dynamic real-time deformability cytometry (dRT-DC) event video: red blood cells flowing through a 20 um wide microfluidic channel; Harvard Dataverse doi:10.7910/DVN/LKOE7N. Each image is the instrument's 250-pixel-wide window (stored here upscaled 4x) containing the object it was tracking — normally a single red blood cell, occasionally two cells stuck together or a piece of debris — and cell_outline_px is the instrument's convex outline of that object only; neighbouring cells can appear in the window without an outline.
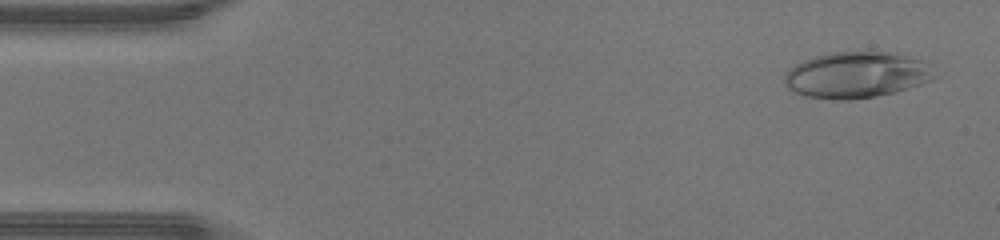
{"species": "human", "species_latin": "Homo sapiens", "temperature_condition": "warm", "stored_images_in_passage": 46, "camera_frame_rate_fps": 3000, "um_per_image_px": 0.085, "donor": {"sex": "male"}, "frame": {"image": 1, "passage_image": 2, "time_ms": 0.333, "image_size_px": [1000, 240], "cell_outline_px": [[928, 80], [920, 84], [908, 88], [876, 96], [852, 100], [840, 100], [804, 96], [788, 88], [784, 84], [784, 76], [796, 64], [804, 60], [816, 56], [832, 52], [896, 52], [920, 60], [928, 76]], "centroid_in_image_um": [72.66, 6.38], "position_along_channel_um": 12.3, "area_um2": 39.13}}
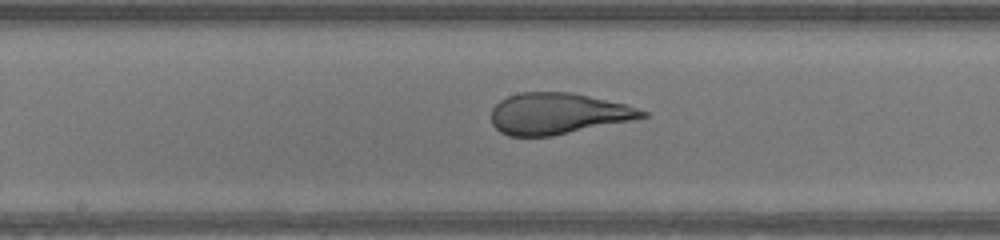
{"frame": {"image": 2, "passage_image": 23, "time_ms": 7.333, "image_size_px": [1000, 240], "cell_outline_px": [[648, 116], [632, 120], [552, 136], [508, 136], [500, 132], [492, 124], [492, 108], [500, 100], [508, 96], [520, 92], [572, 92], [624, 104], [648, 112]], "centroid_in_image_um": [47.39, 9.66], "position_along_channel_um": 200.8, "area_um2": 36.07}}
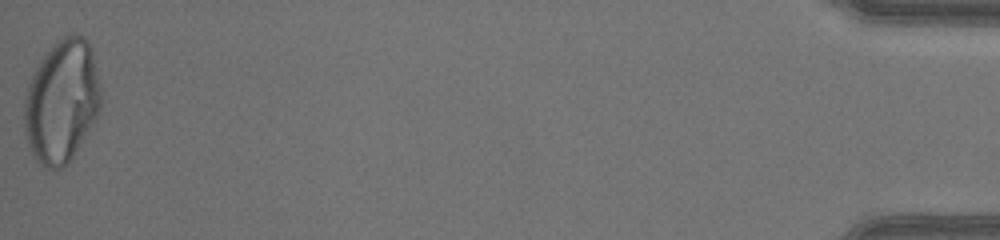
{"frame": {"image": 3, "passage_image": 46, "time_ms": 15.0, "image_size_px": [1000, 240], "cell_outline_px": [[100, 108], [96, 116], [68, 164], [60, 168], [48, 168], [40, 164], [36, 160], [28, 144], [24, 132], [24, 96], [28, 84], [40, 60], [56, 40], [68, 32], [76, 32], [84, 36], [88, 40], [92, 48], [100, 84]], "centroid_in_image_um": [5.24, 8.55], "position_along_channel_um": 430.0, "area_um2": 55.03}, "authors_computed_cell_mechanics": {"area_um2": 39.1884, "velocity_mm_per_s": 4.4156, "shape_relaxation_time_tau1_ms": 7.1752, "shape_relaxation_time_tau2_ms": null, "deformation_change_tau1": 0.3287, "deformation_change_tau2": null}}